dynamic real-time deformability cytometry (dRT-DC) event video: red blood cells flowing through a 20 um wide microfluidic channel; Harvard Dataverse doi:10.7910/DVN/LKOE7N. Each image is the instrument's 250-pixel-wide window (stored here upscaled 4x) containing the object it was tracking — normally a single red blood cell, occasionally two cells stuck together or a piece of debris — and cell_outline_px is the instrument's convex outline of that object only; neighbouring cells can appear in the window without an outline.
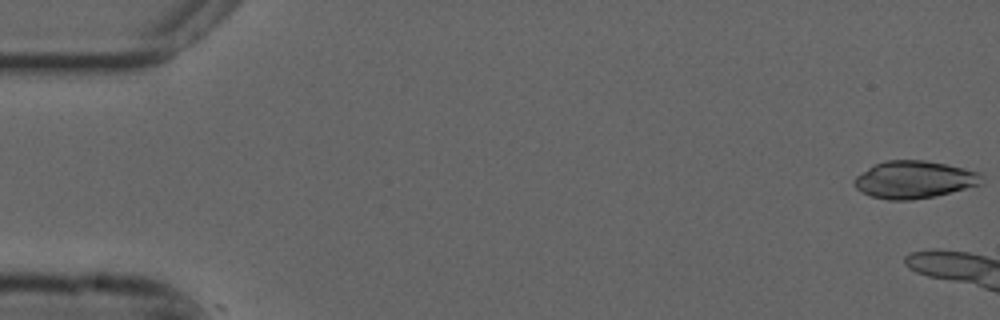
{"species": "common noctule bat (a hibernating species)", "species_latin": "Nyctalus noctula", "temperature_condition": "cold", "stored_images_in_passage": 2, "camera_frame_rate_fps": 3000, "um_per_image_px": 0.085, "animal": {"sex": "male", "forearm_length_mm": 52.5}, "frame": {"image": 1, "passage_image": 1, "time_ms": 0.0, "image_size_px": [1000, 320], "cell_outline_px": [[984, 184], [936, 196], [912, 200], [888, 200], [872, 196], [856, 188], [852, 180], [856, 176], [872, 164], [888, 160], [924, 160], [984, 172]], "centroid_in_image_um": [77.76, 15.26], "position_along_channel_um": 7.2, "area_um2": 28.21}}